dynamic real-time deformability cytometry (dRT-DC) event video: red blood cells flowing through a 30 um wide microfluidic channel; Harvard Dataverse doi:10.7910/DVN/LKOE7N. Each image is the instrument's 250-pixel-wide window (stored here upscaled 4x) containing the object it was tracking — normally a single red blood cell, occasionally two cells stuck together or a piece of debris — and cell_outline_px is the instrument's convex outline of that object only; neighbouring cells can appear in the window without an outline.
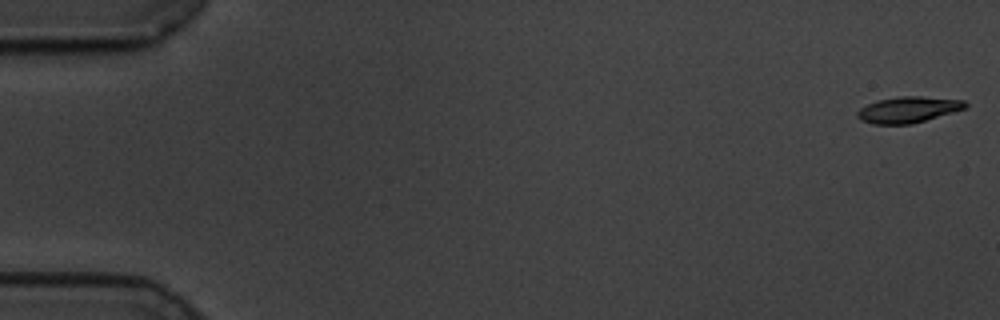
{"species": "common noctule bat (a hibernating species)", "species_latin": "Nyctalus noctula", "temperature_condition": "cold", "stored_images_in_passage": 58, "camera_frame_rate_fps": 3000, "um_per_image_px": 0.085, "animal": {"sex": "male", "body_mass_g": 19.5, "forearm_length_mm": 54.6}, "frame": {"image": 1, "passage_image": 1, "time_ms": 0.0, "image_size_px": [1000, 320], "cell_outline_px": [[968, 108], [912, 124], [872, 124], [860, 120], [856, 116], [856, 112], [860, 108], [868, 104], [880, 100], [900, 96], [920, 96], [964, 100], [968, 104]], "centroid_in_image_um": [77.22, 9.32], "position_along_channel_um": 7.8, "area_um2": 16.47}}
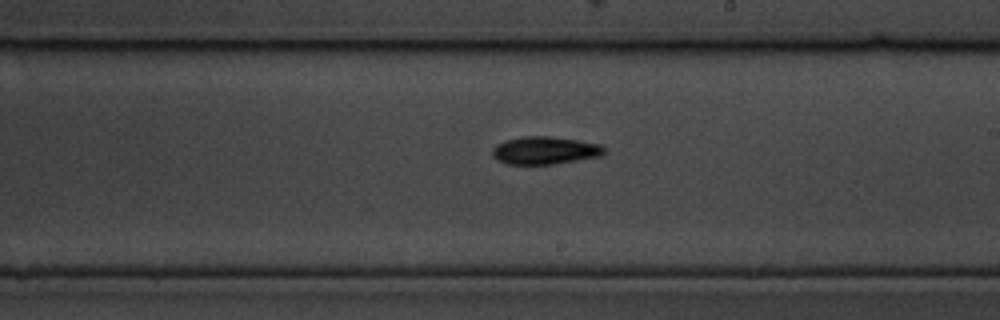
{"frame": {"image": 2, "passage_image": 34, "time_ms": 11.0, "image_size_px": [1000, 320], "cell_outline_px": [[604, 152], [600, 156], [556, 164], [508, 164], [496, 160], [492, 156], [492, 148], [496, 144], [504, 140], [524, 136], [552, 136], [600, 144], [604, 148]], "centroid_in_image_um": [46.26, 12.78], "position_along_channel_um": 242.7, "area_um2": 18.15}}
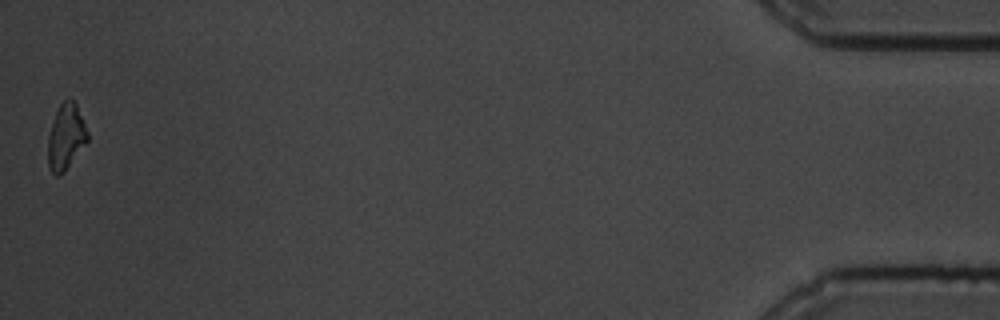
{"frame": {"image": 3, "passage_image": 58, "time_ms": 19.0, "image_size_px": [1000, 320], "cell_outline_px": [[88, 140], [64, 172], [60, 176], [56, 176], [48, 168], [48, 136], [56, 112], [60, 104], [68, 96], [76, 104], [88, 132]], "centroid_in_image_um": [5.59, 11.64], "position_along_channel_um": 429.6, "area_um2": 15.03}, "authors_computed_cell_mechanics": {"area_um2": 16.6464, "velocity_mm_per_s": 3.4633, "shape_relaxation_time_tau1_ms": 4.2071, "shape_relaxation_time_tau2_ms": null, "deformation_change_tau1": 0.1281, "deformation_change_tau2": null}}